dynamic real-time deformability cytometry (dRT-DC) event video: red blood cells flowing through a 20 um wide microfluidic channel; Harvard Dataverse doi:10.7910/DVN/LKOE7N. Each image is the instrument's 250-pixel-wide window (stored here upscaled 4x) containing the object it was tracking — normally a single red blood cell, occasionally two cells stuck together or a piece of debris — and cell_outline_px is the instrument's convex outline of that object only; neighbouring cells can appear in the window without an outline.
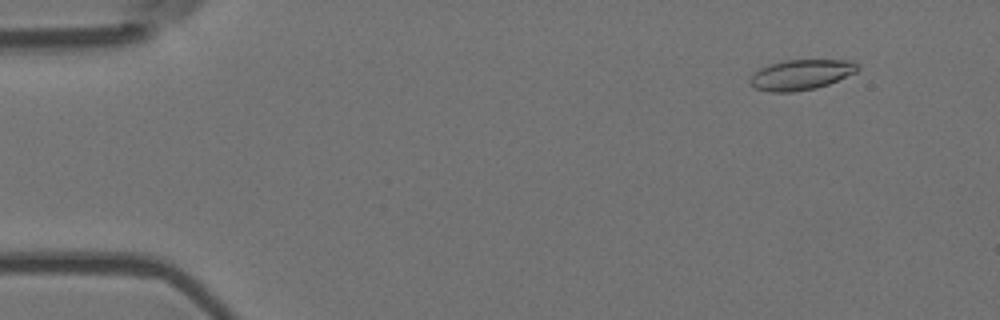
{"species": "Egyptian fruit bat (a non-hibernating species)", "species_latin": "Rousettus aegyptiacus", "temperature_condition": "room temperature", "stored_images_in_passage": 5, "camera_frame_rate_fps": 3000, "um_per_image_px": 0.085, "animal": {"sex": "female"}, "frame": {"image": 1, "passage_image": 2, "time_ms": 0.333, "image_size_px": [1000, 320], "cell_outline_px": [[860, 68], [856, 72], [828, 84], [816, 88], [792, 92], [768, 92], [756, 88], [748, 80], [760, 68], [772, 64], [788, 60], [852, 60], [860, 64]], "centroid_in_image_um": [68.14, 6.35], "position_along_channel_um": 16.9, "area_um2": 18.84}}